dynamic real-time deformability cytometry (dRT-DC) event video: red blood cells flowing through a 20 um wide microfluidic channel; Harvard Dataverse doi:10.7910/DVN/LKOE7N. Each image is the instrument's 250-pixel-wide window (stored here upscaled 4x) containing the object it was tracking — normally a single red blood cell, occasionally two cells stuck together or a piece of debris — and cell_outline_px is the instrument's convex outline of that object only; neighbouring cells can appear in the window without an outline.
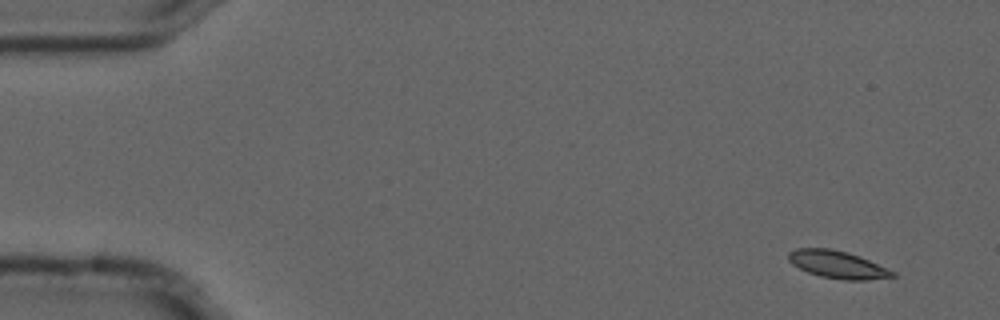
{"species": "common noctule bat (a hibernating species)", "species_latin": "Nyctalus noctula", "temperature_condition": "cold", "stored_images_in_passage": 4, "camera_frame_rate_fps": 3000, "um_per_image_px": 0.085, "animal": {"sex": "male", "forearm_length_mm": 52.5}, "frame": {"image": 1, "passage_image": 1, "time_ms": 0.0, "image_size_px": [1000, 320], "cell_outline_px": [[896, 276], [868, 280], [844, 280], [820, 276], [808, 272], [792, 264], [788, 260], [788, 252], [796, 248], [828, 248], [848, 252], [860, 256], [888, 268], [896, 272]], "centroid_in_image_um": [71.2, 22.48], "position_along_channel_um": 13.8, "area_um2": 16.76}}
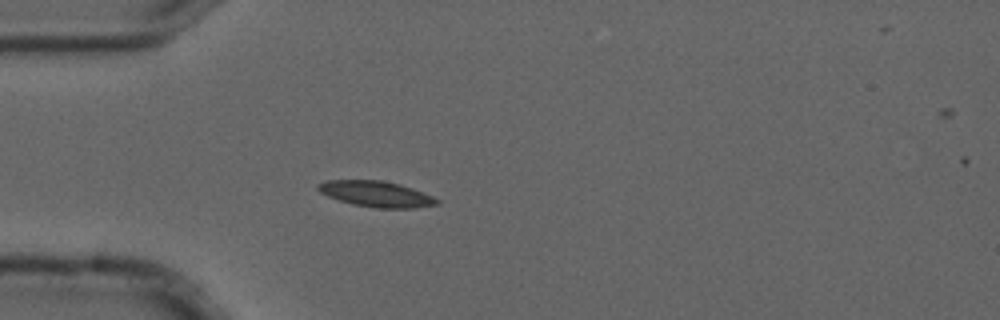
{"frame": {"image": 2, "passage_image": 4, "time_ms": 1.0, "image_size_px": [1000, 320], "cell_outline_px": [[440, 204], [412, 208], [376, 208], [352, 204], [328, 196], [320, 192], [316, 188], [316, 184], [328, 180], [380, 180], [400, 184], [412, 188], [432, 196], [440, 200]], "centroid_in_image_um": [31.98, 16.49], "position_along_channel_um": 53.0, "area_um2": 17.86}}